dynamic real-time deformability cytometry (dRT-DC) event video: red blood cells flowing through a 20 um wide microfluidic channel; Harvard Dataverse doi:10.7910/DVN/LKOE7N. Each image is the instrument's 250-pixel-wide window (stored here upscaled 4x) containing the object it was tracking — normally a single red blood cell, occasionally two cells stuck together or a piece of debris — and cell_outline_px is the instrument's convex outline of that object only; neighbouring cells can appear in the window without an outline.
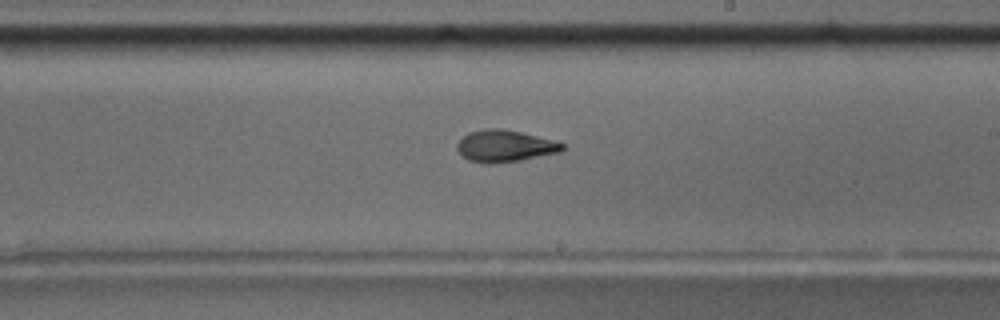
{"species": "common noctule bat (a hibernating species)", "species_latin": "Nyctalus noctula", "temperature_condition": "room temperature", "stored_images_in_passage": 54, "camera_frame_rate_fps": 3000, "um_per_image_px": 0.085, "animal": {"sex": "male", "body_mass_g": 17.5, "forearm_length_mm": 52.3}, "frame": {"image": 1, "passage_image": 31, "time_ms": 10.0, "image_size_px": [1000, 320], "cell_outline_px": [[564, 148], [560, 152], [520, 160], [468, 160], [456, 148], [456, 144], [468, 132], [484, 128], [500, 128], [520, 132], [552, 140], [564, 144]], "centroid_in_image_um": [42.92, 12.35], "position_along_channel_um": 246.1, "area_um2": 18.55}, "authors_computed_cell_mechanics": {"area_um2": 19.0451, "velocity_mm_per_s": 3.693, "shape_relaxation_time_tau1_ms": null, "shape_relaxation_time_tau2_ms": 3.1004, "deformation_change_tau1": null, "deformation_change_tau2": 0.1094}}